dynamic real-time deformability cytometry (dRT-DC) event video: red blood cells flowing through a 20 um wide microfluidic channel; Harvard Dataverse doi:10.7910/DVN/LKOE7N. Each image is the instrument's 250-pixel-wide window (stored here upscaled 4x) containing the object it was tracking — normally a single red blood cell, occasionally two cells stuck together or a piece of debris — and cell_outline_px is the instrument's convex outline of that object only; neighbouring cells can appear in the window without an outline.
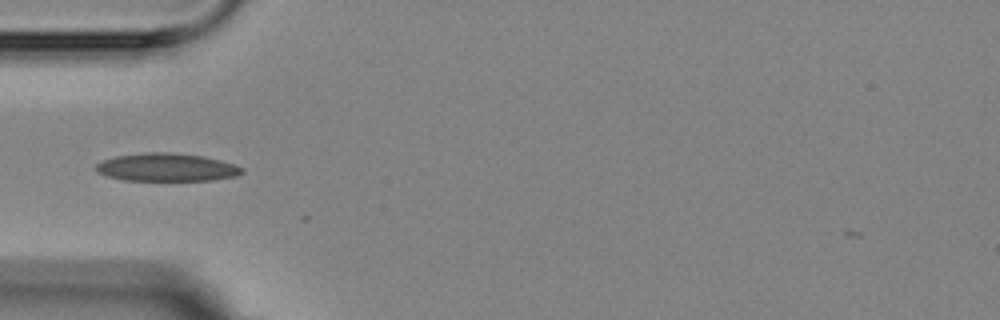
{"species": "Egyptian fruit bat (a non-hibernating species)", "species_latin": "Rousettus aegyptiacus", "temperature_condition": "room temperature", "stored_images_in_passage": 4, "camera_frame_rate_fps": 3000, "um_per_image_px": 0.085, "animal": {"sex": "female"}, "frame": {"image": 1, "passage_image": 2, "time_ms": 1.667, "image_size_px": [1000, 320], "cell_outline_px": [[244, 172], [236, 176], [212, 180], [124, 180], [108, 176], [96, 172], [96, 164], [104, 160], [116, 156], [144, 152], [168, 152], [204, 156], [220, 160], [244, 168]], "centroid_in_image_um": [14.17, 14.22], "position_along_channel_um": 70.8, "area_um2": 23.7}}
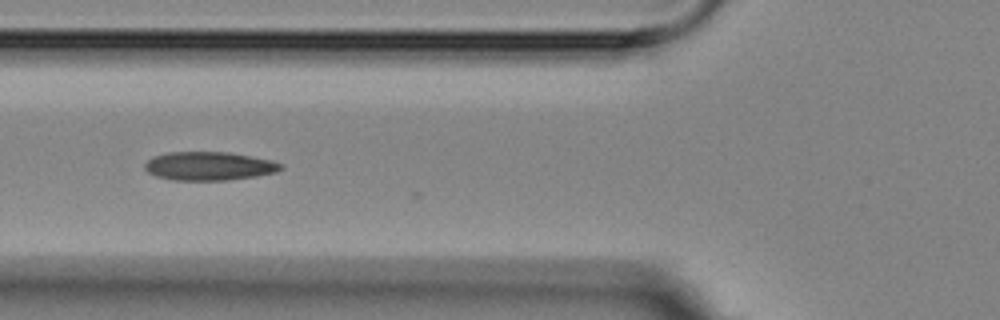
{"frame": {"image": 2, "passage_image": 3, "time_ms": 2.667, "image_size_px": [1000, 320], "cell_outline_px": [[284, 168], [276, 172], [256, 176], [228, 180], [172, 180], [156, 176], [148, 172], [144, 168], [144, 164], [152, 156], [168, 152], [228, 152], [272, 160], [284, 164]], "centroid_in_image_um": [17.78, 14.11], "position_along_channel_um": 108.0, "area_um2": 22.77}}
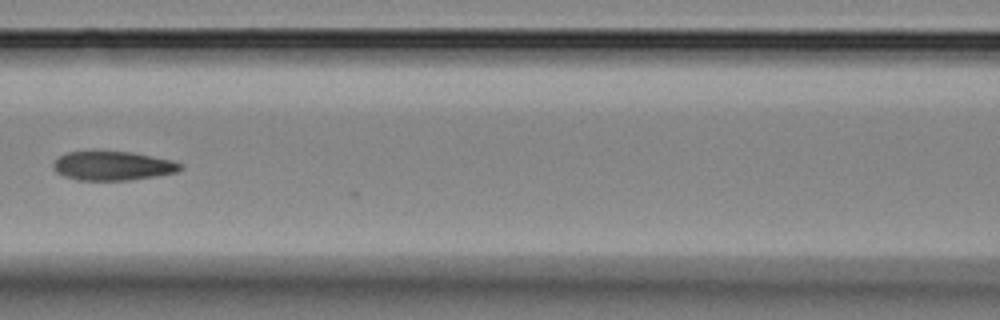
{"frame": {"image": 3, "passage_image": 4, "time_ms": 4.0, "image_size_px": [1000, 320], "cell_outline_px": [[184, 164], [176, 172], [156, 176], [128, 180], [76, 180], [64, 176], [56, 172], [52, 168], [52, 164], [60, 156], [68, 152], [128, 152], [172, 160]], "centroid_in_image_um": [9.56, 14.11], "position_along_channel_um": 157.0, "area_um2": 21.21}}